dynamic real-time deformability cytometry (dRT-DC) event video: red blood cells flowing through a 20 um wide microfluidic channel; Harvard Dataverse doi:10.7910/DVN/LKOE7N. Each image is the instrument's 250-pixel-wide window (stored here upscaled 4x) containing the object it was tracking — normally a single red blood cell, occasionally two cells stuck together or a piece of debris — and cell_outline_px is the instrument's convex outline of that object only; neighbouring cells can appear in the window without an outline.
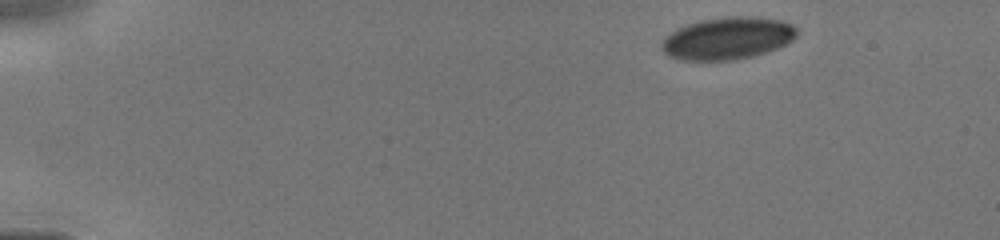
{"species": "human", "species_latin": "Homo sapiens", "temperature_condition": "cold", "stored_images_in_passage": 13, "camera_frame_rate_fps": 3000, "um_per_image_px": 0.085, "donor": {"sex": "male"}, "frame": {"image": 1, "passage_image": 1, "time_ms": 0.0, "image_size_px": [1000, 240], "cell_outline_px": [[796, 36], [792, 40], [776, 48], [752, 56], [732, 60], [680, 60], [668, 56], [660, 48], [660, 44], [664, 36], [676, 28], [700, 20], [736, 16], [740, 16], [780, 20], [792, 24], [796, 28]], "centroid_in_image_um": [61.77, 3.26], "position_along_channel_um": 23.2, "area_um2": 33.06}}
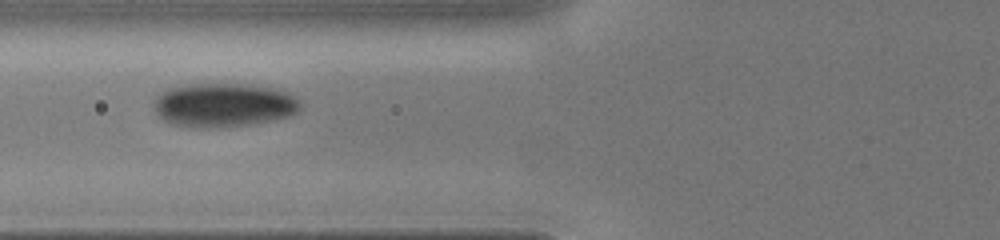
{"frame": {"image": 2, "passage_image": 8, "time_ms": 4.333, "image_size_px": [1000, 240], "cell_outline_px": [[304, 104], [296, 112], [288, 116], [272, 120], [248, 124], [216, 128], [192, 128], [172, 124], [164, 120], [156, 112], [156, 96], [168, 88], [188, 84], [252, 84], [272, 88], [288, 92], [300, 100]], "centroid_in_image_um": [19.04, 8.92], "position_along_channel_um": 106.8, "area_um2": 37.57}}
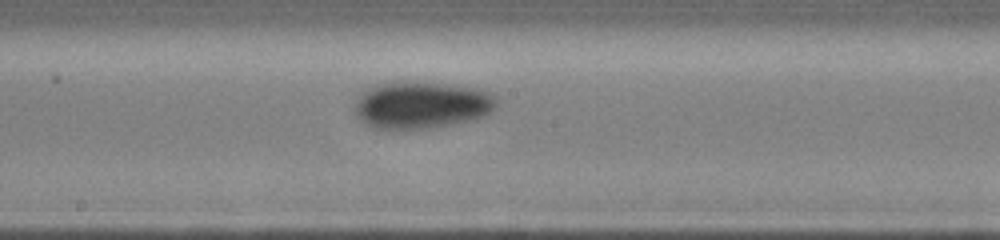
{"frame": {"image": 3, "passage_image": 13, "time_ms": 6.667, "image_size_px": [1000, 240], "cell_outline_px": [[500, 100], [496, 108], [484, 116], [468, 120], [448, 124], [424, 128], [376, 128], [368, 124], [356, 116], [356, 104], [360, 96], [368, 88], [380, 84], [396, 80], [408, 80], [456, 84], [476, 88], [492, 92]], "centroid_in_image_um": [35.91, 8.87], "position_along_channel_um": 212.3, "area_um2": 39.02}}